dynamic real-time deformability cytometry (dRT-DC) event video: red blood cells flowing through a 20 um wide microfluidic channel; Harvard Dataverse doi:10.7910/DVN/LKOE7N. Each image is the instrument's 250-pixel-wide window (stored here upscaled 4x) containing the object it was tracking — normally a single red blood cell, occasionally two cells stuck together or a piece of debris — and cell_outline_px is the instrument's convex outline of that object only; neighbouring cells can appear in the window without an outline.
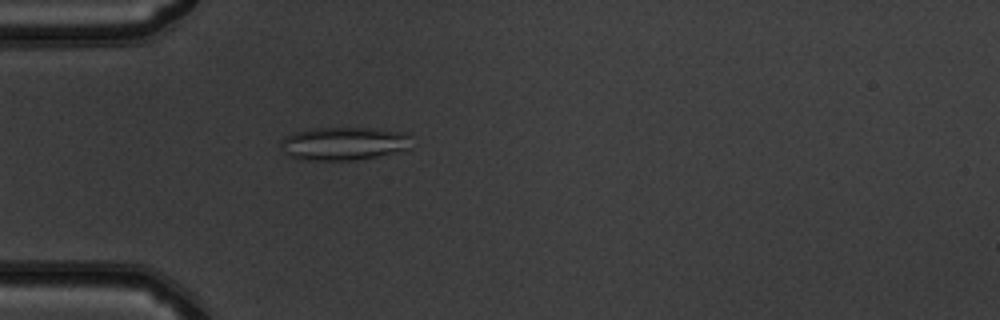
{"species": "common noctule bat (a hibernating species)", "species_latin": "Nyctalus noctula", "temperature_condition": "warm", "stored_images_in_passage": 51, "camera_frame_rate_fps": 3000, "um_per_image_px": 0.085, "animal": {"sex": "male", "body_mass_g": 19.5, "forearm_length_mm": 54.6}, "frame": {"image": 1, "passage_image": 16, "time_ms": 5.0, "image_size_px": [1000, 320], "cell_outline_px": [[412, 148], [376, 156], [356, 160], [304, 160], [288, 156], [284, 152], [280, 144], [280, 140], [296, 132], [308, 128], [372, 128], [404, 132], [408, 136]], "centroid_in_image_um": [29.2, 12.2], "position_along_channel_um": 55.8, "area_um2": 25.26}}
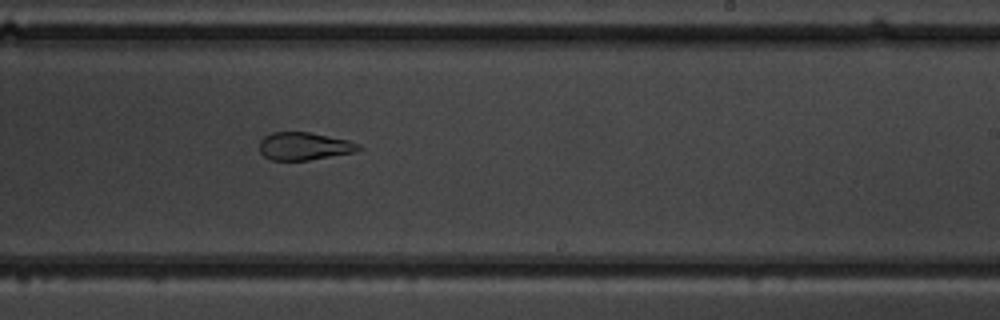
{"frame": {"image": 2, "passage_image": 32, "time_ms": 10.333, "image_size_px": [1000, 320], "cell_outline_px": [[364, 148], [356, 152], [308, 160], [272, 160], [264, 156], [260, 152], [260, 140], [264, 136], [272, 132], [308, 132], [348, 140], [360, 144]], "centroid_in_image_um": [25.87, 12.42], "position_along_channel_um": 263.1, "area_um2": 16.07}}
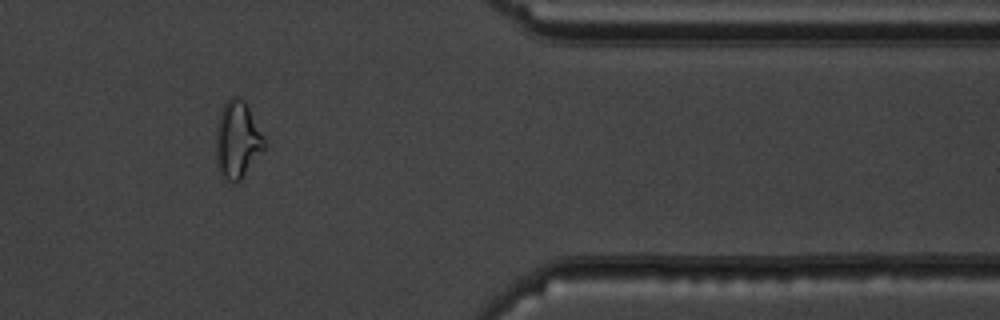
{"frame": {"image": 3, "passage_image": 43, "time_ms": 14.0, "image_size_px": [1000, 320], "cell_outline_px": [[264, 148], [240, 180], [236, 184], [220, 176], [216, 164], [216, 132], [220, 112], [224, 104], [232, 96], [236, 96], [244, 100], [264, 140]], "centroid_in_image_um": [20.12, 11.92], "position_along_channel_um": 391.3, "area_um2": 21.21}, "authors_computed_cell_mechanics": {"area_um2": 22.831, "velocity_mm_per_s": 4.0192, "shape_relaxation_time_tau1_ms": null, "shape_relaxation_time_tau2_ms": 2.7281, "deformation_change_tau1": null, "deformation_change_tau2": 0.1014}}